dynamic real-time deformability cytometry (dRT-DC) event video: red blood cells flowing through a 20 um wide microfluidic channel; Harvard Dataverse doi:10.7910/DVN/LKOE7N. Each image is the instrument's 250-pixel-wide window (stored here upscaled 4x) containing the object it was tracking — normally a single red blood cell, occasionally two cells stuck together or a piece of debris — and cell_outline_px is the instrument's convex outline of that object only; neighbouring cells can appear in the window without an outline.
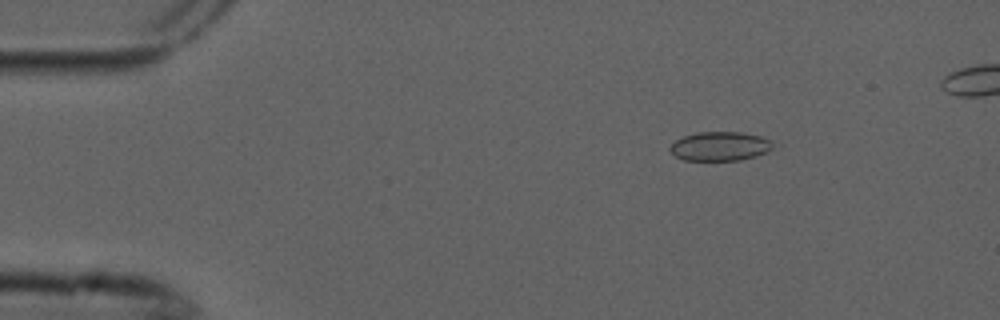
{"species": "common noctule bat (a hibernating species)", "species_latin": "Nyctalus noctula", "temperature_condition": "cold", "stored_images_in_passage": 6, "camera_frame_rate_fps": 3000, "um_per_image_px": 0.085, "animal": {"sex": "male", "forearm_length_mm": 52.5}, "frame": {"image": 1, "passage_image": 3, "time_ms": 0.667, "image_size_px": [1000, 320], "cell_outline_px": [[784, 144], [768, 152], [756, 156], [740, 160], [684, 160], [676, 156], [668, 148], [676, 140], [684, 136], [696, 132], [740, 132], [760, 136]], "centroid_in_image_um": [61.34, 12.42], "position_along_channel_um": 23.7, "area_um2": 17.86}}